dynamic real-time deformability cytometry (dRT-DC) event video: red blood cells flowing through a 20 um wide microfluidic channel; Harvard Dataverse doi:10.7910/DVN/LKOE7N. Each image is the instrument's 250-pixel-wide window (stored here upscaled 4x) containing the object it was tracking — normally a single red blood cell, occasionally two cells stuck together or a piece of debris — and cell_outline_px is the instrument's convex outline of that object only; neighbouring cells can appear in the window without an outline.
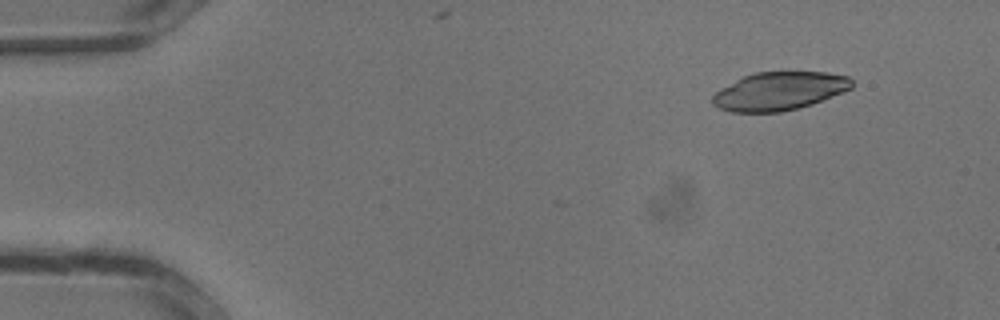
{"species": "common noctule bat (a hibernating species)", "species_latin": "Nyctalus noctula", "temperature_condition": "warm", "stored_images_in_passage": 4, "camera_frame_rate_fps": 3000, "um_per_image_px": 0.085, "animal": {"sex": "male", "body_mass_g": 13.3}, "frame": {"image": 1, "passage_image": 1, "time_ms": 0.0, "image_size_px": [1000, 320], "cell_outline_px": [[852, 88], [844, 92], [812, 104], [780, 112], [732, 112], [720, 108], [712, 104], [712, 96], [720, 88], [744, 76], [756, 72], [828, 72], [848, 76], [852, 80]], "centroid_in_image_um": [66.25, 7.74], "position_along_channel_um": 18.8, "area_um2": 30.98}}